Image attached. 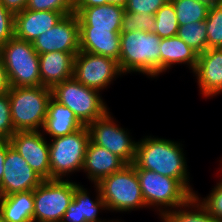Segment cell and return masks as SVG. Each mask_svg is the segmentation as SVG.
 I'll list each match as a JSON object with an SVG mask.
<instances>
[{
    "label": "cell",
    "instance_id": "obj_1",
    "mask_svg": "<svg viewBox=\"0 0 222 222\" xmlns=\"http://www.w3.org/2000/svg\"><path fill=\"white\" fill-rule=\"evenodd\" d=\"M182 141L146 135L137 140L133 166L177 179L192 195L190 172Z\"/></svg>",
    "mask_w": 222,
    "mask_h": 222
},
{
    "label": "cell",
    "instance_id": "obj_2",
    "mask_svg": "<svg viewBox=\"0 0 222 222\" xmlns=\"http://www.w3.org/2000/svg\"><path fill=\"white\" fill-rule=\"evenodd\" d=\"M160 42L161 38L154 32H121L119 67L122 73H138L149 79L160 77Z\"/></svg>",
    "mask_w": 222,
    "mask_h": 222
},
{
    "label": "cell",
    "instance_id": "obj_3",
    "mask_svg": "<svg viewBox=\"0 0 222 222\" xmlns=\"http://www.w3.org/2000/svg\"><path fill=\"white\" fill-rule=\"evenodd\" d=\"M8 94L15 131H42L52 90L44 86L11 87Z\"/></svg>",
    "mask_w": 222,
    "mask_h": 222
},
{
    "label": "cell",
    "instance_id": "obj_4",
    "mask_svg": "<svg viewBox=\"0 0 222 222\" xmlns=\"http://www.w3.org/2000/svg\"><path fill=\"white\" fill-rule=\"evenodd\" d=\"M111 213L130 212L146 208L136 168L130 164L104 177L96 184Z\"/></svg>",
    "mask_w": 222,
    "mask_h": 222
},
{
    "label": "cell",
    "instance_id": "obj_5",
    "mask_svg": "<svg viewBox=\"0 0 222 222\" xmlns=\"http://www.w3.org/2000/svg\"><path fill=\"white\" fill-rule=\"evenodd\" d=\"M48 140L51 180H68L75 172L76 174L82 172L86 149L90 141L87 126L65 136Z\"/></svg>",
    "mask_w": 222,
    "mask_h": 222
},
{
    "label": "cell",
    "instance_id": "obj_6",
    "mask_svg": "<svg viewBox=\"0 0 222 222\" xmlns=\"http://www.w3.org/2000/svg\"><path fill=\"white\" fill-rule=\"evenodd\" d=\"M51 90L52 97L68 107L84 126L102 118L110 110L102 92L86 87L74 77L60 82Z\"/></svg>",
    "mask_w": 222,
    "mask_h": 222
},
{
    "label": "cell",
    "instance_id": "obj_7",
    "mask_svg": "<svg viewBox=\"0 0 222 222\" xmlns=\"http://www.w3.org/2000/svg\"><path fill=\"white\" fill-rule=\"evenodd\" d=\"M136 173L147 209H153L158 216H164L193 196L177 179L146 169H136Z\"/></svg>",
    "mask_w": 222,
    "mask_h": 222
},
{
    "label": "cell",
    "instance_id": "obj_8",
    "mask_svg": "<svg viewBox=\"0 0 222 222\" xmlns=\"http://www.w3.org/2000/svg\"><path fill=\"white\" fill-rule=\"evenodd\" d=\"M0 57L6 68L11 87L42 86L39 54L32 42L12 37L0 47Z\"/></svg>",
    "mask_w": 222,
    "mask_h": 222
},
{
    "label": "cell",
    "instance_id": "obj_9",
    "mask_svg": "<svg viewBox=\"0 0 222 222\" xmlns=\"http://www.w3.org/2000/svg\"><path fill=\"white\" fill-rule=\"evenodd\" d=\"M77 185L71 179L44 180L33 190V222H61Z\"/></svg>",
    "mask_w": 222,
    "mask_h": 222
},
{
    "label": "cell",
    "instance_id": "obj_10",
    "mask_svg": "<svg viewBox=\"0 0 222 222\" xmlns=\"http://www.w3.org/2000/svg\"><path fill=\"white\" fill-rule=\"evenodd\" d=\"M90 132V140L117 157L121 158L127 165L133 164L135 159L136 144L130 131L118 124V120L114 119L112 112H108L102 118L96 119L88 126Z\"/></svg>",
    "mask_w": 222,
    "mask_h": 222
},
{
    "label": "cell",
    "instance_id": "obj_11",
    "mask_svg": "<svg viewBox=\"0 0 222 222\" xmlns=\"http://www.w3.org/2000/svg\"><path fill=\"white\" fill-rule=\"evenodd\" d=\"M123 75L118 61L112 58L86 51L75 55L73 77L86 87L102 92Z\"/></svg>",
    "mask_w": 222,
    "mask_h": 222
},
{
    "label": "cell",
    "instance_id": "obj_12",
    "mask_svg": "<svg viewBox=\"0 0 222 222\" xmlns=\"http://www.w3.org/2000/svg\"><path fill=\"white\" fill-rule=\"evenodd\" d=\"M44 179L40 177L25 159L6 140L4 174L0 184V196L17 192L33 191Z\"/></svg>",
    "mask_w": 222,
    "mask_h": 222
},
{
    "label": "cell",
    "instance_id": "obj_13",
    "mask_svg": "<svg viewBox=\"0 0 222 222\" xmlns=\"http://www.w3.org/2000/svg\"><path fill=\"white\" fill-rule=\"evenodd\" d=\"M32 45L38 54L79 52V21L76 13L63 16L52 28L34 39Z\"/></svg>",
    "mask_w": 222,
    "mask_h": 222
},
{
    "label": "cell",
    "instance_id": "obj_14",
    "mask_svg": "<svg viewBox=\"0 0 222 222\" xmlns=\"http://www.w3.org/2000/svg\"><path fill=\"white\" fill-rule=\"evenodd\" d=\"M9 141L40 177L51 180L49 141L42 131H16Z\"/></svg>",
    "mask_w": 222,
    "mask_h": 222
},
{
    "label": "cell",
    "instance_id": "obj_15",
    "mask_svg": "<svg viewBox=\"0 0 222 222\" xmlns=\"http://www.w3.org/2000/svg\"><path fill=\"white\" fill-rule=\"evenodd\" d=\"M199 93L211 99L222 93V48H209L198 55L194 71ZM217 95V96H216Z\"/></svg>",
    "mask_w": 222,
    "mask_h": 222
},
{
    "label": "cell",
    "instance_id": "obj_16",
    "mask_svg": "<svg viewBox=\"0 0 222 222\" xmlns=\"http://www.w3.org/2000/svg\"><path fill=\"white\" fill-rule=\"evenodd\" d=\"M95 198H91L90 192L81 185L76 186L73 199L65 211L61 222H111V219L99 218V212H107V206L101 197L99 187L94 184Z\"/></svg>",
    "mask_w": 222,
    "mask_h": 222
},
{
    "label": "cell",
    "instance_id": "obj_17",
    "mask_svg": "<svg viewBox=\"0 0 222 222\" xmlns=\"http://www.w3.org/2000/svg\"><path fill=\"white\" fill-rule=\"evenodd\" d=\"M79 30H121L125 9L114 4L75 7Z\"/></svg>",
    "mask_w": 222,
    "mask_h": 222
},
{
    "label": "cell",
    "instance_id": "obj_18",
    "mask_svg": "<svg viewBox=\"0 0 222 222\" xmlns=\"http://www.w3.org/2000/svg\"><path fill=\"white\" fill-rule=\"evenodd\" d=\"M63 16H65L63 12L25 9L15 14L14 36L33 42L42 33L52 28Z\"/></svg>",
    "mask_w": 222,
    "mask_h": 222
},
{
    "label": "cell",
    "instance_id": "obj_19",
    "mask_svg": "<svg viewBox=\"0 0 222 222\" xmlns=\"http://www.w3.org/2000/svg\"><path fill=\"white\" fill-rule=\"evenodd\" d=\"M127 164L114 153L94 144L88 143L83 171L86 178L93 184H97L106 176L122 170Z\"/></svg>",
    "mask_w": 222,
    "mask_h": 222
},
{
    "label": "cell",
    "instance_id": "obj_20",
    "mask_svg": "<svg viewBox=\"0 0 222 222\" xmlns=\"http://www.w3.org/2000/svg\"><path fill=\"white\" fill-rule=\"evenodd\" d=\"M78 52H49L39 54L41 84L52 89L73 77L74 59Z\"/></svg>",
    "mask_w": 222,
    "mask_h": 222
},
{
    "label": "cell",
    "instance_id": "obj_21",
    "mask_svg": "<svg viewBox=\"0 0 222 222\" xmlns=\"http://www.w3.org/2000/svg\"><path fill=\"white\" fill-rule=\"evenodd\" d=\"M121 30H79L80 51L112 58L119 63Z\"/></svg>",
    "mask_w": 222,
    "mask_h": 222
},
{
    "label": "cell",
    "instance_id": "obj_22",
    "mask_svg": "<svg viewBox=\"0 0 222 222\" xmlns=\"http://www.w3.org/2000/svg\"><path fill=\"white\" fill-rule=\"evenodd\" d=\"M160 75L169 73L174 66L187 65L190 73L196 67L198 54L177 35L161 38L160 42Z\"/></svg>",
    "mask_w": 222,
    "mask_h": 222
},
{
    "label": "cell",
    "instance_id": "obj_23",
    "mask_svg": "<svg viewBox=\"0 0 222 222\" xmlns=\"http://www.w3.org/2000/svg\"><path fill=\"white\" fill-rule=\"evenodd\" d=\"M84 127L75 114L65 105L50 98L47 116L42 129L44 136L49 139L65 136Z\"/></svg>",
    "mask_w": 222,
    "mask_h": 222
},
{
    "label": "cell",
    "instance_id": "obj_24",
    "mask_svg": "<svg viewBox=\"0 0 222 222\" xmlns=\"http://www.w3.org/2000/svg\"><path fill=\"white\" fill-rule=\"evenodd\" d=\"M33 191L0 196V215L7 222H33Z\"/></svg>",
    "mask_w": 222,
    "mask_h": 222
},
{
    "label": "cell",
    "instance_id": "obj_25",
    "mask_svg": "<svg viewBox=\"0 0 222 222\" xmlns=\"http://www.w3.org/2000/svg\"><path fill=\"white\" fill-rule=\"evenodd\" d=\"M170 222H219L192 196L185 204L164 215Z\"/></svg>",
    "mask_w": 222,
    "mask_h": 222
},
{
    "label": "cell",
    "instance_id": "obj_26",
    "mask_svg": "<svg viewBox=\"0 0 222 222\" xmlns=\"http://www.w3.org/2000/svg\"><path fill=\"white\" fill-rule=\"evenodd\" d=\"M177 36L198 55L207 50L206 21H197L179 25Z\"/></svg>",
    "mask_w": 222,
    "mask_h": 222
},
{
    "label": "cell",
    "instance_id": "obj_27",
    "mask_svg": "<svg viewBox=\"0 0 222 222\" xmlns=\"http://www.w3.org/2000/svg\"><path fill=\"white\" fill-rule=\"evenodd\" d=\"M174 6L179 25L205 21L209 7L198 0H169Z\"/></svg>",
    "mask_w": 222,
    "mask_h": 222
},
{
    "label": "cell",
    "instance_id": "obj_28",
    "mask_svg": "<svg viewBox=\"0 0 222 222\" xmlns=\"http://www.w3.org/2000/svg\"><path fill=\"white\" fill-rule=\"evenodd\" d=\"M156 33L160 38H169L177 35L179 24L176 17L174 6L170 1L158 9L154 14Z\"/></svg>",
    "mask_w": 222,
    "mask_h": 222
},
{
    "label": "cell",
    "instance_id": "obj_29",
    "mask_svg": "<svg viewBox=\"0 0 222 222\" xmlns=\"http://www.w3.org/2000/svg\"><path fill=\"white\" fill-rule=\"evenodd\" d=\"M205 21L207 49L222 48V4L209 8Z\"/></svg>",
    "mask_w": 222,
    "mask_h": 222
},
{
    "label": "cell",
    "instance_id": "obj_30",
    "mask_svg": "<svg viewBox=\"0 0 222 222\" xmlns=\"http://www.w3.org/2000/svg\"><path fill=\"white\" fill-rule=\"evenodd\" d=\"M220 179V180H219ZM206 197H201L198 191L193 196L200 202L206 211L216 220L222 222V177L219 178Z\"/></svg>",
    "mask_w": 222,
    "mask_h": 222
},
{
    "label": "cell",
    "instance_id": "obj_31",
    "mask_svg": "<svg viewBox=\"0 0 222 222\" xmlns=\"http://www.w3.org/2000/svg\"><path fill=\"white\" fill-rule=\"evenodd\" d=\"M155 28V16L142 12H125L122 20L121 32L131 31H149L153 32Z\"/></svg>",
    "mask_w": 222,
    "mask_h": 222
},
{
    "label": "cell",
    "instance_id": "obj_32",
    "mask_svg": "<svg viewBox=\"0 0 222 222\" xmlns=\"http://www.w3.org/2000/svg\"><path fill=\"white\" fill-rule=\"evenodd\" d=\"M26 9L63 12L65 15H69L74 13L75 0H28Z\"/></svg>",
    "mask_w": 222,
    "mask_h": 222
},
{
    "label": "cell",
    "instance_id": "obj_33",
    "mask_svg": "<svg viewBox=\"0 0 222 222\" xmlns=\"http://www.w3.org/2000/svg\"><path fill=\"white\" fill-rule=\"evenodd\" d=\"M11 120L9 94L0 95V140H9L15 133Z\"/></svg>",
    "mask_w": 222,
    "mask_h": 222
},
{
    "label": "cell",
    "instance_id": "obj_34",
    "mask_svg": "<svg viewBox=\"0 0 222 222\" xmlns=\"http://www.w3.org/2000/svg\"><path fill=\"white\" fill-rule=\"evenodd\" d=\"M15 14L0 3V47L14 37Z\"/></svg>",
    "mask_w": 222,
    "mask_h": 222
},
{
    "label": "cell",
    "instance_id": "obj_35",
    "mask_svg": "<svg viewBox=\"0 0 222 222\" xmlns=\"http://www.w3.org/2000/svg\"><path fill=\"white\" fill-rule=\"evenodd\" d=\"M169 0H128L125 12L148 13L154 15Z\"/></svg>",
    "mask_w": 222,
    "mask_h": 222
},
{
    "label": "cell",
    "instance_id": "obj_36",
    "mask_svg": "<svg viewBox=\"0 0 222 222\" xmlns=\"http://www.w3.org/2000/svg\"><path fill=\"white\" fill-rule=\"evenodd\" d=\"M0 3L16 14L26 9L28 0H0Z\"/></svg>",
    "mask_w": 222,
    "mask_h": 222
},
{
    "label": "cell",
    "instance_id": "obj_37",
    "mask_svg": "<svg viewBox=\"0 0 222 222\" xmlns=\"http://www.w3.org/2000/svg\"><path fill=\"white\" fill-rule=\"evenodd\" d=\"M11 90L10 80L6 68L0 57V95H4Z\"/></svg>",
    "mask_w": 222,
    "mask_h": 222
},
{
    "label": "cell",
    "instance_id": "obj_38",
    "mask_svg": "<svg viewBox=\"0 0 222 222\" xmlns=\"http://www.w3.org/2000/svg\"><path fill=\"white\" fill-rule=\"evenodd\" d=\"M108 4L107 0H75V7H92Z\"/></svg>",
    "mask_w": 222,
    "mask_h": 222
},
{
    "label": "cell",
    "instance_id": "obj_39",
    "mask_svg": "<svg viewBox=\"0 0 222 222\" xmlns=\"http://www.w3.org/2000/svg\"><path fill=\"white\" fill-rule=\"evenodd\" d=\"M5 156H6V140H0V184L4 174Z\"/></svg>",
    "mask_w": 222,
    "mask_h": 222
},
{
    "label": "cell",
    "instance_id": "obj_40",
    "mask_svg": "<svg viewBox=\"0 0 222 222\" xmlns=\"http://www.w3.org/2000/svg\"><path fill=\"white\" fill-rule=\"evenodd\" d=\"M202 4H205L209 8L216 6L218 4H222V0H198Z\"/></svg>",
    "mask_w": 222,
    "mask_h": 222
},
{
    "label": "cell",
    "instance_id": "obj_41",
    "mask_svg": "<svg viewBox=\"0 0 222 222\" xmlns=\"http://www.w3.org/2000/svg\"><path fill=\"white\" fill-rule=\"evenodd\" d=\"M108 3L125 7L128 0H107Z\"/></svg>",
    "mask_w": 222,
    "mask_h": 222
},
{
    "label": "cell",
    "instance_id": "obj_42",
    "mask_svg": "<svg viewBox=\"0 0 222 222\" xmlns=\"http://www.w3.org/2000/svg\"><path fill=\"white\" fill-rule=\"evenodd\" d=\"M160 220V222H170L165 216H158Z\"/></svg>",
    "mask_w": 222,
    "mask_h": 222
},
{
    "label": "cell",
    "instance_id": "obj_43",
    "mask_svg": "<svg viewBox=\"0 0 222 222\" xmlns=\"http://www.w3.org/2000/svg\"><path fill=\"white\" fill-rule=\"evenodd\" d=\"M221 160L219 161V166H221L220 167V169H219V172H221L222 173V158H220Z\"/></svg>",
    "mask_w": 222,
    "mask_h": 222
},
{
    "label": "cell",
    "instance_id": "obj_44",
    "mask_svg": "<svg viewBox=\"0 0 222 222\" xmlns=\"http://www.w3.org/2000/svg\"><path fill=\"white\" fill-rule=\"evenodd\" d=\"M111 222H125V221H120V219L118 220H116V219H112V221Z\"/></svg>",
    "mask_w": 222,
    "mask_h": 222
},
{
    "label": "cell",
    "instance_id": "obj_45",
    "mask_svg": "<svg viewBox=\"0 0 222 222\" xmlns=\"http://www.w3.org/2000/svg\"><path fill=\"white\" fill-rule=\"evenodd\" d=\"M0 222H7V221H5L0 215Z\"/></svg>",
    "mask_w": 222,
    "mask_h": 222
}]
</instances>
